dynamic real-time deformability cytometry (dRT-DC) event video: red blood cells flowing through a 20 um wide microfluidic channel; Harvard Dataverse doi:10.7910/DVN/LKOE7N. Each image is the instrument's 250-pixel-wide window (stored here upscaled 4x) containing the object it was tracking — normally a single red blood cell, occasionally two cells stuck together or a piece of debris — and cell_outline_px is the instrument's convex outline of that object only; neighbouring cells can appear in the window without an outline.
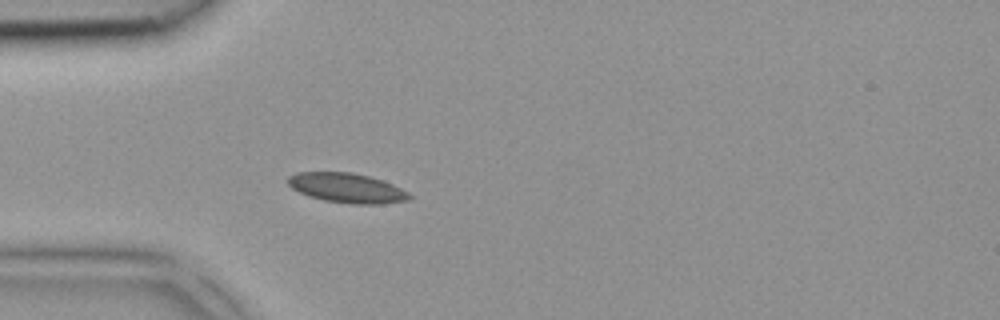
{"species": "common noctule bat (a hibernating species)", "species_latin": "Nyctalus noctula", "temperature_condition": "room temperature", "stored_images_in_passage": 3, "camera_frame_rate_fps": 3000, "um_per_image_px": 0.085, "animal": {"sex": "female", "body_mass_g": 18.4}, "frame": {"image": 1, "passage_image": 3, "time_ms": 0.667, "image_size_px": [1000, 320], "cell_outline_px": [[412, 200], [384, 204], [352, 204], [324, 200], [308, 196], [292, 188], [288, 184], [288, 176], [296, 172], [352, 172], [384, 180], [408, 192], [412, 196]], "centroid_in_image_um": [29.52, 15.98], "position_along_channel_um": 55.5, "area_um2": 21.15}}